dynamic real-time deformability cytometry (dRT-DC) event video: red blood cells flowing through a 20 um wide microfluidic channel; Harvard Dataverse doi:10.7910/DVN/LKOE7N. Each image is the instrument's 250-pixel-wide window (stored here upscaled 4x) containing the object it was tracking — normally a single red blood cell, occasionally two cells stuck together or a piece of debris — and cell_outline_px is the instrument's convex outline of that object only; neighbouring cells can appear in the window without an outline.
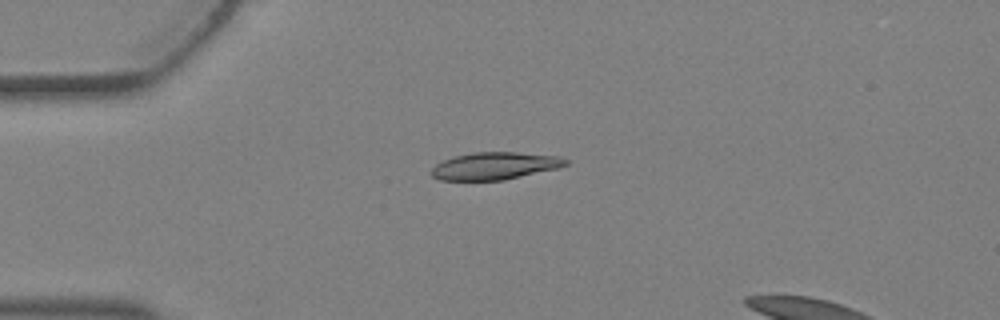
{"species": "Egyptian fruit bat (a non-hibernating species)", "species_latin": "Rousettus aegyptiacus", "temperature_condition": "warm", "stored_images_in_passage": 2, "segment_of_instrument_passage": [1, 2], "camera_frame_rate_fps": 3000, "um_per_image_px": 0.085, "animal": {"sex": "female"}, "frame": {"image": 1, "passage_image": 1, "time_ms": 0.0, "image_size_px": [1000, 320], "cell_outline_px": [[568, 164], [560, 168], [504, 180], [440, 180], [432, 176], [432, 168], [436, 164], [444, 160], [456, 156], [472, 152], [516, 152], [556, 156], [568, 160]], "centroid_in_image_um": [42.08, 14.1], "position_along_channel_um": 42.9, "area_um2": 21.33}}